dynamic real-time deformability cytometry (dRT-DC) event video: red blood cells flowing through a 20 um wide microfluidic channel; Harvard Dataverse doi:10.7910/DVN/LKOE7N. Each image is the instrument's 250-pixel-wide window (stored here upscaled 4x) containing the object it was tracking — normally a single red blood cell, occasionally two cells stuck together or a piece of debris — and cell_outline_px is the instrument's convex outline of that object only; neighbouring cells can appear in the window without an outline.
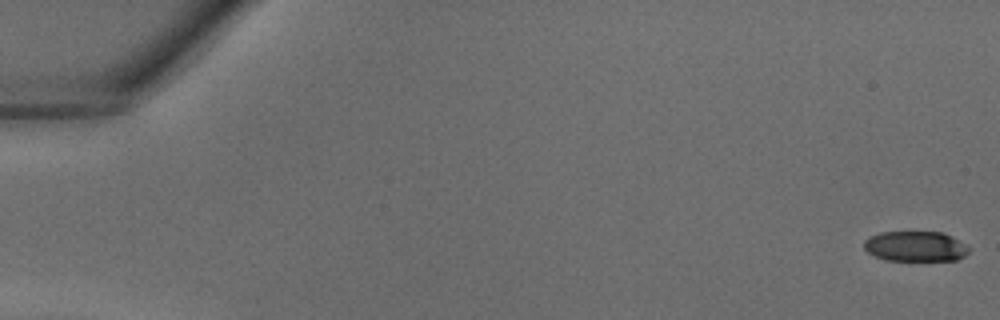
{"species": "common noctule bat (a hibernating species)", "species_latin": "Nyctalus noctula", "temperature_condition": "warm", "stored_images_in_passage": 39, "camera_frame_rate_fps": 3000, "um_per_image_px": 0.085, "animal": {"sex": "male", "body_mass_g": 18.8}, "frame": {"image": 1, "passage_image": 1, "time_ms": 0.0, "image_size_px": [1000, 320], "cell_outline_px": [[968, 252], [964, 256], [956, 260], [884, 260], [868, 252], [864, 248], [864, 240], [880, 232], [944, 232], [968, 244]], "centroid_in_image_um": [77.84, 20.93], "position_along_channel_um": 7.2, "area_um2": 18.5}}
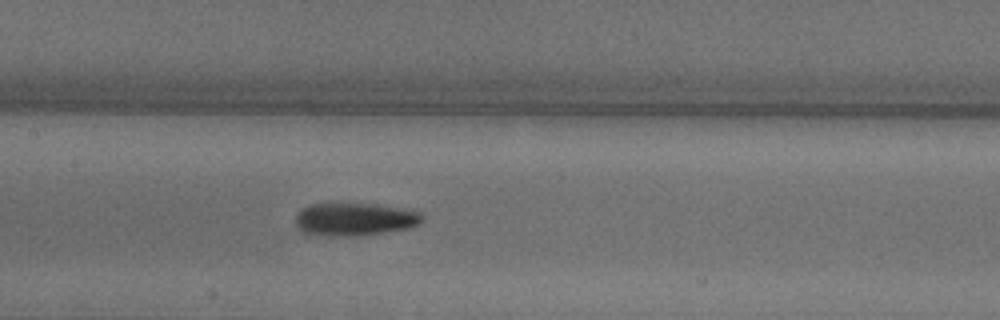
{"frame": {"image": 2, "passage_image": 20, "time_ms": 6.333, "image_size_px": [1000, 320], "cell_outline_px": [[424, 220], [420, 224], [408, 228], [356, 236], [344, 236], [304, 232], [296, 224], [296, 216], [304, 208], [312, 204], [376, 204], [416, 212], [424, 216]], "centroid_in_image_um": [30.18, 18.63], "position_along_channel_um": 177.2, "area_um2": 23.47}}
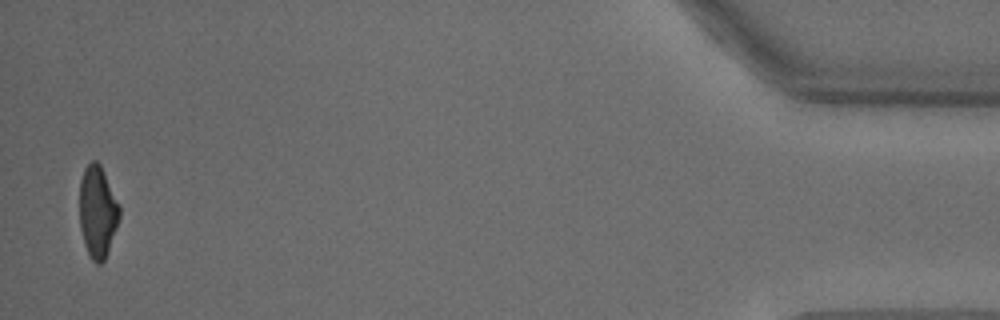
{"frame": {"image": 3, "passage_image": 39, "time_ms": 12.667, "image_size_px": [1000, 320], "cell_outline_px": [[120, 216], [116, 228], [104, 260], [100, 264], [96, 264], [92, 260], [84, 244], [80, 228], [80, 180], [84, 168], [92, 160], [96, 160], [100, 164], [120, 204]], "centroid_in_image_um": [8.29, 17.97], "position_along_channel_um": 426.9, "area_um2": 21.33}}